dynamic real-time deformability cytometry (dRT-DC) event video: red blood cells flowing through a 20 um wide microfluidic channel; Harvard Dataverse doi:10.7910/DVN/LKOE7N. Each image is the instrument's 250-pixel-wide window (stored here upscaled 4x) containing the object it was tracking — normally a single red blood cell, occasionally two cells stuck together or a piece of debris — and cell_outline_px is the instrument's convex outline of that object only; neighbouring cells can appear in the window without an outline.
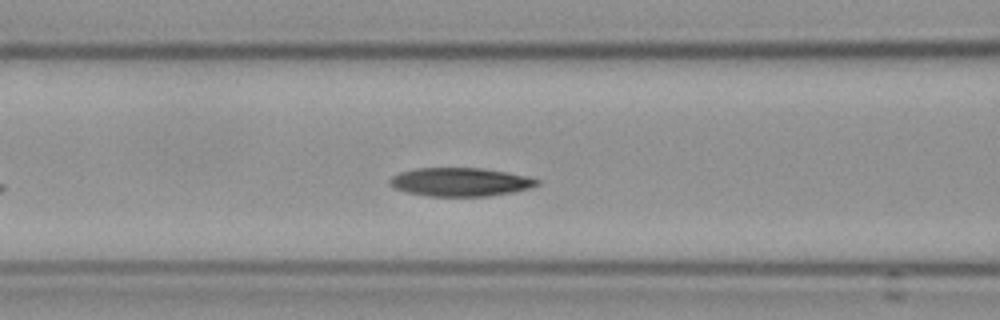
{"species": "Egyptian fruit bat (a non-hibernating species)", "species_latin": "Rousettus aegyptiacus", "temperature_condition": "cold", "stored_images_in_passage": 41, "camera_frame_rate_fps": 3000, "um_per_image_px": 0.085, "frame": {"image": 1, "passage_image": 12, "time_ms": 3.667, "image_size_px": [1000, 320], "cell_outline_px": [[540, 184], [532, 188], [512, 192], [488, 196], [428, 196], [408, 192], [396, 188], [388, 184], [388, 180], [392, 176], [400, 172], [416, 168], [480, 168], [504, 172], [524, 176], [540, 180]], "centroid_in_image_um": [39.11, 15.47], "position_along_channel_um": 127.5, "area_um2": 24.33}, "authors_computed_cell_mechanics": {"area_um2": 24.7384, "velocity_mm_per_s": 3.593, "shape_relaxation_time_tau1_ms": 7.5536, "shape_relaxation_time_tau2_ms": 5.7521, "deformation_change_tau1": 0.1779, "deformation_change_tau2": 0.1013}}